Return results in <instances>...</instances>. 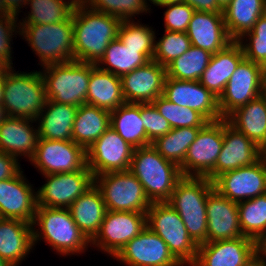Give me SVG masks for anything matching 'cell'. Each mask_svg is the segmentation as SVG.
<instances>
[{
  "label": "cell",
  "mask_w": 266,
  "mask_h": 266,
  "mask_svg": "<svg viewBox=\"0 0 266 266\" xmlns=\"http://www.w3.org/2000/svg\"><path fill=\"white\" fill-rule=\"evenodd\" d=\"M4 79L5 78H0V103H2L3 99Z\"/></svg>",
  "instance_id": "94428289"
},
{
  "label": "cell",
  "mask_w": 266,
  "mask_h": 266,
  "mask_svg": "<svg viewBox=\"0 0 266 266\" xmlns=\"http://www.w3.org/2000/svg\"><path fill=\"white\" fill-rule=\"evenodd\" d=\"M129 170L138 178L151 202H167L182 177L180 168L151 145L134 148Z\"/></svg>",
  "instance_id": "277c9868"
},
{
  "label": "cell",
  "mask_w": 266,
  "mask_h": 266,
  "mask_svg": "<svg viewBox=\"0 0 266 266\" xmlns=\"http://www.w3.org/2000/svg\"><path fill=\"white\" fill-rule=\"evenodd\" d=\"M78 107L47 100L36 119L38 138L66 141L72 140V129Z\"/></svg>",
  "instance_id": "83f0119b"
},
{
  "label": "cell",
  "mask_w": 266,
  "mask_h": 266,
  "mask_svg": "<svg viewBox=\"0 0 266 266\" xmlns=\"http://www.w3.org/2000/svg\"><path fill=\"white\" fill-rule=\"evenodd\" d=\"M149 61L151 59L145 53L139 52V49L125 47L117 37L109 43L103 57L96 65L102 70L121 77L146 65Z\"/></svg>",
  "instance_id": "e575fe53"
},
{
  "label": "cell",
  "mask_w": 266,
  "mask_h": 266,
  "mask_svg": "<svg viewBox=\"0 0 266 266\" xmlns=\"http://www.w3.org/2000/svg\"><path fill=\"white\" fill-rule=\"evenodd\" d=\"M256 256L266 262V231L256 240Z\"/></svg>",
  "instance_id": "f907efd6"
},
{
  "label": "cell",
  "mask_w": 266,
  "mask_h": 266,
  "mask_svg": "<svg viewBox=\"0 0 266 266\" xmlns=\"http://www.w3.org/2000/svg\"><path fill=\"white\" fill-rule=\"evenodd\" d=\"M7 113L5 111V108L3 107V104L0 103V123L7 118Z\"/></svg>",
  "instance_id": "680465c9"
},
{
  "label": "cell",
  "mask_w": 266,
  "mask_h": 266,
  "mask_svg": "<svg viewBox=\"0 0 266 266\" xmlns=\"http://www.w3.org/2000/svg\"><path fill=\"white\" fill-rule=\"evenodd\" d=\"M211 56L209 51L191 45L183 55L166 66V76L177 80L199 81Z\"/></svg>",
  "instance_id": "74e56055"
},
{
  "label": "cell",
  "mask_w": 266,
  "mask_h": 266,
  "mask_svg": "<svg viewBox=\"0 0 266 266\" xmlns=\"http://www.w3.org/2000/svg\"><path fill=\"white\" fill-rule=\"evenodd\" d=\"M195 11L223 13V9L217 4L216 0H182Z\"/></svg>",
  "instance_id": "681fc988"
},
{
  "label": "cell",
  "mask_w": 266,
  "mask_h": 266,
  "mask_svg": "<svg viewBox=\"0 0 266 266\" xmlns=\"http://www.w3.org/2000/svg\"><path fill=\"white\" fill-rule=\"evenodd\" d=\"M246 266H266V262L256 256Z\"/></svg>",
  "instance_id": "9f6ffc18"
},
{
  "label": "cell",
  "mask_w": 266,
  "mask_h": 266,
  "mask_svg": "<svg viewBox=\"0 0 266 266\" xmlns=\"http://www.w3.org/2000/svg\"><path fill=\"white\" fill-rule=\"evenodd\" d=\"M47 99L79 107L86 103L91 63L70 61L43 67Z\"/></svg>",
  "instance_id": "ba28073f"
},
{
  "label": "cell",
  "mask_w": 266,
  "mask_h": 266,
  "mask_svg": "<svg viewBox=\"0 0 266 266\" xmlns=\"http://www.w3.org/2000/svg\"><path fill=\"white\" fill-rule=\"evenodd\" d=\"M106 210L147 213L151 205L144 187L130 171L108 172L94 177Z\"/></svg>",
  "instance_id": "9c48e42d"
},
{
  "label": "cell",
  "mask_w": 266,
  "mask_h": 266,
  "mask_svg": "<svg viewBox=\"0 0 266 266\" xmlns=\"http://www.w3.org/2000/svg\"><path fill=\"white\" fill-rule=\"evenodd\" d=\"M266 13V0H231L223 10L229 37L238 41Z\"/></svg>",
  "instance_id": "d6a6232c"
},
{
  "label": "cell",
  "mask_w": 266,
  "mask_h": 266,
  "mask_svg": "<svg viewBox=\"0 0 266 266\" xmlns=\"http://www.w3.org/2000/svg\"><path fill=\"white\" fill-rule=\"evenodd\" d=\"M260 97L264 100L265 105H266V79L263 81L261 92H260Z\"/></svg>",
  "instance_id": "6f0895ef"
},
{
  "label": "cell",
  "mask_w": 266,
  "mask_h": 266,
  "mask_svg": "<svg viewBox=\"0 0 266 266\" xmlns=\"http://www.w3.org/2000/svg\"><path fill=\"white\" fill-rule=\"evenodd\" d=\"M120 79L125 102L152 103L163 94L166 67L151 60Z\"/></svg>",
  "instance_id": "44dd1931"
},
{
  "label": "cell",
  "mask_w": 266,
  "mask_h": 266,
  "mask_svg": "<svg viewBox=\"0 0 266 266\" xmlns=\"http://www.w3.org/2000/svg\"><path fill=\"white\" fill-rule=\"evenodd\" d=\"M142 23L138 24L134 20H124L120 23L118 29V38L125 47L139 49V52L145 53L151 60L154 57L155 31Z\"/></svg>",
  "instance_id": "ab89813d"
},
{
  "label": "cell",
  "mask_w": 266,
  "mask_h": 266,
  "mask_svg": "<svg viewBox=\"0 0 266 266\" xmlns=\"http://www.w3.org/2000/svg\"><path fill=\"white\" fill-rule=\"evenodd\" d=\"M112 258L126 266H182L165 241L147 226Z\"/></svg>",
  "instance_id": "e0dca14e"
},
{
  "label": "cell",
  "mask_w": 266,
  "mask_h": 266,
  "mask_svg": "<svg viewBox=\"0 0 266 266\" xmlns=\"http://www.w3.org/2000/svg\"><path fill=\"white\" fill-rule=\"evenodd\" d=\"M47 180L37 192V206L69 208L94 185V176L87 165L80 171L43 175Z\"/></svg>",
  "instance_id": "5bb4252c"
},
{
  "label": "cell",
  "mask_w": 266,
  "mask_h": 266,
  "mask_svg": "<svg viewBox=\"0 0 266 266\" xmlns=\"http://www.w3.org/2000/svg\"><path fill=\"white\" fill-rule=\"evenodd\" d=\"M164 11L165 30L174 32H187L189 23L195 10L185 2L161 5Z\"/></svg>",
  "instance_id": "bcb514c9"
},
{
  "label": "cell",
  "mask_w": 266,
  "mask_h": 266,
  "mask_svg": "<svg viewBox=\"0 0 266 266\" xmlns=\"http://www.w3.org/2000/svg\"><path fill=\"white\" fill-rule=\"evenodd\" d=\"M162 96L181 107L196 110L209 122L223 119L218 98L199 81L177 80L166 76Z\"/></svg>",
  "instance_id": "d6986e66"
},
{
  "label": "cell",
  "mask_w": 266,
  "mask_h": 266,
  "mask_svg": "<svg viewBox=\"0 0 266 266\" xmlns=\"http://www.w3.org/2000/svg\"><path fill=\"white\" fill-rule=\"evenodd\" d=\"M147 227L161 237L182 266H192L198 245L188 235L178 212L167 202H152L146 213Z\"/></svg>",
  "instance_id": "52a82bcc"
},
{
  "label": "cell",
  "mask_w": 266,
  "mask_h": 266,
  "mask_svg": "<svg viewBox=\"0 0 266 266\" xmlns=\"http://www.w3.org/2000/svg\"><path fill=\"white\" fill-rule=\"evenodd\" d=\"M152 104L168 121L172 129L181 127H204L209 121L196 110L181 107L168 101L165 97H157Z\"/></svg>",
  "instance_id": "60d3db41"
},
{
  "label": "cell",
  "mask_w": 266,
  "mask_h": 266,
  "mask_svg": "<svg viewBox=\"0 0 266 266\" xmlns=\"http://www.w3.org/2000/svg\"><path fill=\"white\" fill-rule=\"evenodd\" d=\"M244 58L239 41L233 40L224 49L212 54L199 82L219 99L231 75Z\"/></svg>",
  "instance_id": "d4e9b609"
},
{
  "label": "cell",
  "mask_w": 266,
  "mask_h": 266,
  "mask_svg": "<svg viewBox=\"0 0 266 266\" xmlns=\"http://www.w3.org/2000/svg\"><path fill=\"white\" fill-rule=\"evenodd\" d=\"M0 16H16L6 8L4 0H0Z\"/></svg>",
  "instance_id": "11a10c76"
},
{
  "label": "cell",
  "mask_w": 266,
  "mask_h": 266,
  "mask_svg": "<svg viewBox=\"0 0 266 266\" xmlns=\"http://www.w3.org/2000/svg\"><path fill=\"white\" fill-rule=\"evenodd\" d=\"M202 127H181L171 129L156 138L151 146L165 159L180 167L187 155L189 146L196 139Z\"/></svg>",
  "instance_id": "d590c367"
},
{
  "label": "cell",
  "mask_w": 266,
  "mask_h": 266,
  "mask_svg": "<svg viewBox=\"0 0 266 266\" xmlns=\"http://www.w3.org/2000/svg\"><path fill=\"white\" fill-rule=\"evenodd\" d=\"M21 171L11 179L0 181V218L19 219L33 223L37 195Z\"/></svg>",
  "instance_id": "ffe728a7"
},
{
  "label": "cell",
  "mask_w": 266,
  "mask_h": 266,
  "mask_svg": "<svg viewBox=\"0 0 266 266\" xmlns=\"http://www.w3.org/2000/svg\"><path fill=\"white\" fill-rule=\"evenodd\" d=\"M124 103L120 77L91 63L86 104L111 112Z\"/></svg>",
  "instance_id": "f1b7e54d"
},
{
  "label": "cell",
  "mask_w": 266,
  "mask_h": 266,
  "mask_svg": "<svg viewBox=\"0 0 266 266\" xmlns=\"http://www.w3.org/2000/svg\"><path fill=\"white\" fill-rule=\"evenodd\" d=\"M11 68L12 67L8 63L0 59V78H5L7 72Z\"/></svg>",
  "instance_id": "f5cc1de1"
},
{
  "label": "cell",
  "mask_w": 266,
  "mask_h": 266,
  "mask_svg": "<svg viewBox=\"0 0 266 266\" xmlns=\"http://www.w3.org/2000/svg\"><path fill=\"white\" fill-rule=\"evenodd\" d=\"M13 68L4 79L3 107L9 117L36 121L48 100L42 75L40 71L18 73Z\"/></svg>",
  "instance_id": "8992f818"
},
{
  "label": "cell",
  "mask_w": 266,
  "mask_h": 266,
  "mask_svg": "<svg viewBox=\"0 0 266 266\" xmlns=\"http://www.w3.org/2000/svg\"><path fill=\"white\" fill-rule=\"evenodd\" d=\"M140 115L147 138L151 143L172 129L168 121L158 112L152 103H140Z\"/></svg>",
  "instance_id": "f6af8a7d"
},
{
  "label": "cell",
  "mask_w": 266,
  "mask_h": 266,
  "mask_svg": "<svg viewBox=\"0 0 266 266\" xmlns=\"http://www.w3.org/2000/svg\"><path fill=\"white\" fill-rule=\"evenodd\" d=\"M217 4L224 10L231 0H216Z\"/></svg>",
  "instance_id": "91938a15"
},
{
  "label": "cell",
  "mask_w": 266,
  "mask_h": 266,
  "mask_svg": "<svg viewBox=\"0 0 266 266\" xmlns=\"http://www.w3.org/2000/svg\"><path fill=\"white\" fill-rule=\"evenodd\" d=\"M74 60L97 64L122 22L113 15L91 9L79 0L72 14Z\"/></svg>",
  "instance_id": "6da1fadb"
},
{
  "label": "cell",
  "mask_w": 266,
  "mask_h": 266,
  "mask_svg": "<svg viewBox=\"0 0 266 266\" xmlns=\"http://www.w3.org/2000/svg\"><path fill=\"white\" fill-rule=\"evenodd\" d=\"M238 41L242 46L245 59L260 64L266 69V13L261 15L253 28Z\"/></svg>",
  "instance_id": "ee69618b"
},
{
  "label": "cell",
  "mask_w": 266,
  "mask_h": 266,
  "mask_svg": "<svg viewBox=\"0 0 266 266\" xmlns=\"http://www.w3.org/2000/svg\"><path fill=\"white\" fill-rule=\"evenodd\" d=\"M160 40H155L153 61L166 67L177 57L183 55L190 47L191 41L185 32L164 30Z\"/></svg>",
  "instance_id": "b9f144b4"
},
{
  "label": "cell",
  "mask_w": 266,
  "mask_h": 266,
  "mask_svg": "<svg viewBox=\"0 0 266 266\" xmlns=\"http://www.w3.org/2000/svg\"><path fill=\"white\" fill-rule=\"evenodd\" d=\"M207 242L242 237L237 203L213 189L207 196Z\"/></svg>",
  "instance_id": "603a6c76"
},
{
  "label": "cell",
  "mask_w": 266,
  "mask_h": 266,
  "mask_svg": "<svg viewBox=\"0 0 266 266\" xmlns=\"http://www.w3.org/2000/svg\"><path fill=\"white\" fill-rule=\"evenodd\" d=\"M79 0H27L30 6L28 16L19 20V24H54L72 17Z\"/></svg>",
  "instance_id": "8d00e7d4"
},
{
  "label": "cell",
  "mask_w": 266,
  "mask_h": 266,
  "mask_svg": "<svg viewBox=\"0 0 266 266\" xmlns=\"http://www.w3.org/2000/svg\"><path fill=\"white\" fill-rule=\"evenodd\" d=\"M214 189L229 200L239 203L266 193V155L249 166L218 175Z\"/></svg>",
  "instance_id": "9a60e30c"
},
{
  "label": "cell",
  "mask_w": 266,
  "mask_h": 266,
  "mask_svg": "<svg viewBox=\"0 0 266 266\" xmlns=\"http://www.w3.org/2000/svg\"><path fill=\"white\" fill-rule=\"evenodd\" d=\"M19 158L0 151V181L11 179L21 172Z\"/></svg>",
  "instance_id": "c3c4849f"
},
{
  "label": "cell",
  "mask_w": 266,
  "mask_h": 266,
  "mask_svg": "<svg viewBox=\"0 0 266 266\" xmlns=\"http://www.w3.org/2000/svg\"><path fill=\"white\" fill-rule=\"evenodd\" d=\"M91 9L113 15L121 21L133 20L140 13H150L147 0H81Z\"/></svg>",
  "instance_id": "7bdbcfd3"
},
{
  "label": "cell",
  "mask_w": 266,
  "mask_h": 266,
  "mask_svg": "<svg viewBox=\"0 0 266 266\" xmlns=\"http://www.w3.org/2000/svg\"><path fill=\"white\" fill-rule=\"evenodd\" d=\"M32 226L34 245L44 239L53 251L63 256L84 253L90 245L67 208L37 206ZM35 226L40 228L35 229Z\"/></svg>",
  "instance_id": "7a4b0ae2"
},
{
  "label": "cell",
  "mask_w": 266,
  "mask_h": 266,
  "mask_svg": "<svg viewBox=\"0 0 266 266\" xmlns=\"http://www.w3.org/2000/svg\"><path fill=\"white\" fill-rule=\"evenodd\" d=\"M213 189V181L207 177L182 176L167 201L178 212L197 245L207 243L206 202Z\"/></svg>",
  "instance_id": "3957f363"
},
{
  "label": "cell",
  "mask_w": 266,
  "mask_h": 266,
  "mask_svg": "<svg viewBox=\"0 0 266 266\" xmlns=\"http://www.w3.org/2000/svg\"><path fill=\"white\" fill-rule=\"evenodd\" d=\"M33 226L19 219L0 218V257L11 266H18L30 254Z\"/></svg>",
  "instance_id": "4316f807"
},
{
  "label": "cell",
  "mask_w": 266,
  "mask_h": 266,
  "mask_svg": "<svg viewBox=\"0 0 266 266\" xmlns=\"http://www.w3.org/2000/svg\"><path fill=\"white\" fill-rule=\"evenodd\" d=\"M256 257V241L242 236L198 245L192 266H246Z\"/></svg>",
  "instance_id": "ac0fdd59"
},
{
  "label": "cell",
  "mask_w": 266,
  "mask_h": 266,
  "mask_svg": "<svg viewBox=\"0 0 266 266\" xmlns=\"http://www.w3.org/2000/svg\"><path fill=\"white\" fill-rule=\"evenodd\" d=\"M224 118L208 122L199 130L179 167L182 176L207 177L214 180V167L223 146Z\"/></svg>",
  "instance_id": "30bf717a"
},
{
  "label": "cell",
  "mask_w": 266,
  "mask_h": 266,
  "mask_svg": "<svg viewBox=\"0 0 266 266\" xmlns=\"http://www.w3.org/2000/svg\"><path fill=\"white\" fill-rule=\"evenodd\" d=\"M110 125L108 110L85 103L77 109L72 129V141L87 150Z\"/></svg>",
  "instance_id": "1f68e13d"
},
{
  "label": "cell",
  "mask_w": 266,
  "mask_h": 266,
  "mask_svg": "<svg viewBox=\"0 0 266 266\" xmlns=\"http://www.w3.org/2000/svg\"><path fill=\"white\" fill-rule=\"evenodd\" d=\"M147 226L146 213L106 210L100 229L90 241L114 257L129 241L140 234Z\"/></svg>",
  "instance_id": "7c38bea8"
},
{
  "label": "cell",
  "mask_w": 266,
  "mask_h": 266,
  "mask_svg": "<svg viewBox=\"0 0 266 266\" xmlns=\"http://www.w3.org/2000/svg\"><path fill=\"white\" fill-rule=\"evenodd\" d=\"M226 119L237 131L266 151V105L260 96L237 108Z\"/></svg>",
  "instance_id": "4dcf8cb0"
},
{
  "label": "cell",
  "mask_w": 266,
  "mask_h": 266,
  "mask_svg": "<svg viewBox=\"0 0 266 266\" xmlns=\"http://www.w3.org/2000/svg\"><path fill=\"white\" fill-rule=\"evenodd\" d=\"M148 1H150L152 4L156 6L182 2V0H148Z\"/></svg>",
  "instance_id": "db71d44e"
},
{
  "label": "cell",
  "mask_w": 266,
  "mask_h": 266,
  "mask_svg": "<svg viewBox=\"0 0 266 266\" xmlns=\"http://www.w3.org/2000/svg\"><path fill=\"white\" fill-rule=\"evenodd\" d=\"M110 127L133 148L151 145L140 115V103L125 102L110 112Z\"/></svg>",
  "instance_id": "836d02e7"
},
{
  "label": "cell",
  "mask_w": 266,
  "mask_h": 266,
  "mask_svg": "<svg viewBox=\"0 0 266 266\" xmlns=\"http://www.w3.org/2000/svg\"><path fill=\"white\" fill-rule=\"evenodd\" d=\"M266 69L253 61L243 59L227 82L218 99L222 118L226 119L237 108L260 96Z\"/></svg>",
  "instance_id": "8fae6325"
},
{
  "label": "cell",
  "mask_w": 266,
  "mask_h": 266,
  "mask_svg": "<svg viewBox=\"0 0 266 266\" xmlns=\"http://www.w3.org/2000/svg\"><path fill=\"white\" fill-rule=\"evenodd\" d=\"M19 25V35L39 56L41 67L74 60L72 17L54 24Z\"/></svg>",
  "instance_id": "5b68a950"
},
{
  "label": "cell",
  "mask_w": 266,
  "mask_h": 266,
  "mask_svg": "<svg viewBox=\"0 0 266 266\" xmlns=\"http://www.w3.org/2000/svg\"><path fill=\"white\" fill-rule=\"evenodd\" d=\"M237 208L243 236L256 241L266 231V193L237 203Z\"/></svg>",
  "instance_id": "f35d334b"
},
{
  "label": "cell",
  "mask_w": 266,
  "mask_h": 266,
  "mask_svg": "<svg viewBox=\"0 0 266 266\" xmlns=\"http://www.w3.org/2000/svg\"><path fill=\"white\" fill-rule=\"evenodd\" d=\"M265 152L250 138L237 131L224 119L223 146L214 167V179L227 171L249 166L258 161Z\"/></svg>",
  "instance_id": "7402d4cb"
},
{
  "label": "cell",
  "mask_w": 266,
  "mask_h": 266,
  "mask_svg": "<svg viewBox=\"0 0 266 266\" xmlns=\"http://www.w3.org/2000/svg\"><path fill=\"white\" fill-rule=\"evenodd\" d=\"M186 33L191 45L211 54L224 49L233 41L227 33L223 13L195 11Z\"/></svg>",
  "instance_id": "cb8c5ba5"
},
{
  "label": "cell",
  "mask_w": 266,
  "mask_h": 266,
  "mask_svg": "<svg viewBox=\"0 0 266 266\" xmlns=\"http://www.w3.org/2000/svg\"><path fill=\"white\" fill-rule=\"evenodd\" d=\"M134 148L109 127L87 150L86 163L93 176L129 170Z\"/></svg>",
  "instance_id": "2e32d148"
},
{
  "label": "cell",
  "mask_w": 266,
  "mask_h": 266,
  "mask_svg": "<svg viewBox=\"0 0 266 266\" xmlns=\"http://www.w3.org/2000/svg\"><path fill=\"white\" fill-rule=\"evenodd\" d=\"M27 0H4V4L6 8L13 14L18 16L21 9V7H25ZM24 5V6H23Z\"/></svg>",
  "instance_id": "816d5d0a"
},
{
  "label": "cell",
  "mask_w": 266,
  "mask_h": 266,
  "mask_svg": "<svg viewBox=\"0 0 266 266\" xmlns=\"http://www.w3.org/2000/svg\"><path fill=\"white\" fill-rule=\"evenodd\" d=\"M80 231L91 241L100 229L106 213L105 203L95 184L68 208Z\"/></svg>",
  "instance_id": "f546056e"
},
{
  "label": "cell",
  "mask_w": 266,
  "mask_h": 266,
  "mask_svg": "<svg viewBox=\"0 0 266 266\" xmlns=\"http://www.w3.org/2000/svg\"><path fill=\"white\" fill-rule=\"evenodd\" d=\"M30 162L42 175L80 171L87 165L86 150L72 140L38 138Z\"/></svg>",
  "instance_id": "4fadbf2b"
},
{
  "label": "cell",
  "mask_w": 266,
  "mask_h": 266,
  "mask_svg": "<svg viewBox=\"0 0 266 266\" xmlns=\"http://www.w3.org/2000/svg\"><path fill=\"white\" fill-rule=\"evenodd\" d=\"M0 266H11L4 259L0 257Z\"/></svg>",
  "instance_id": "6125c7cd"
},
{
  "label": "cell",
  "mask_w": 266,
  "mask_h": 266,
  "mask_svg": "<svg viewBox=\"0 0 266 266\" xmlns=\"http://www.w3.org/2000/svg\"><path fill=\"white\" fill-rule=\"evenodd\" d=\"M35 122L31 119L9 116L3 120L0 123V151L16 158L24 156L30 160L38 141V130L31 125Z\"/></svg>",
  "instance_id": "484cf974"
},
{
  "label": "cell",
  "mask_w": 266,
  "mask_h": 266,
  "mask_svg": "<svg viewBox=\"0 0 266 266\" xmlns=\"http://www.w3.org/2000/svg\"><path fill=\"white\" fill-rule=\"evenodd\" d=\"M17 21L18 16H0V59L8 63L11 67L13 65V57H11L12 36L20 32V25Z\"/></svg>",
  "instance_id": "7dc6e473"
}]
</instances>
